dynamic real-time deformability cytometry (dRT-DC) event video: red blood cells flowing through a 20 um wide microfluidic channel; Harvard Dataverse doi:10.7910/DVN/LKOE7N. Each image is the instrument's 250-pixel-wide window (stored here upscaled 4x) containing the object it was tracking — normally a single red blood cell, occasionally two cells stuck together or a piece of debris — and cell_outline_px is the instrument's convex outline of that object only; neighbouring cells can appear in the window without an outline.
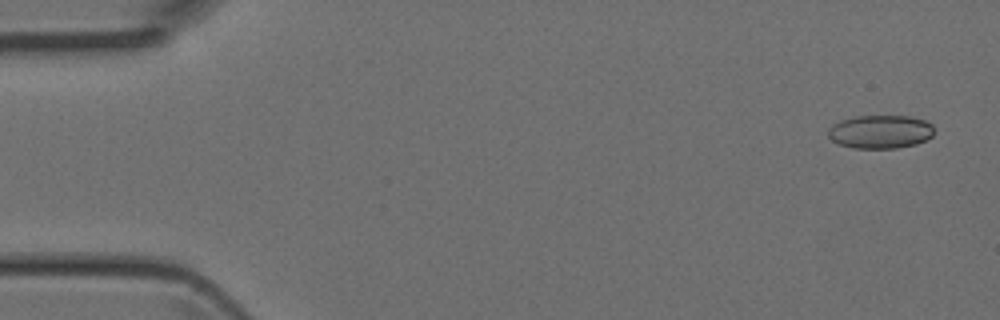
{"species": "Egyptian fruit bat (a non-hibernating species)", "species_latin": "Rousettus aegyptiacus", "temperature_condition": "room temperature", "stored_images_in_passage": 4, "camera_frame_rate_fps": 3000, "um_per_image_px": 0.085, "animal": {"sex": "female"}, "frame": {"image": 1, "passage_image": 1, "time_ms": 0.0, "image_size_px": [1000, 320], "cell_outline_px": [[932, 136], [916, 144], [896, 148], [852, 148], [836, 144], [828, 136], [828, 128], [832, 124], [840, 120], [856, 116], [908, 116], [924, 120], [932, 124]], "centroid_in_image_um": [74.77, 11.2], "position_along_channel_um": 10.2, "area_um2": 20.69}}
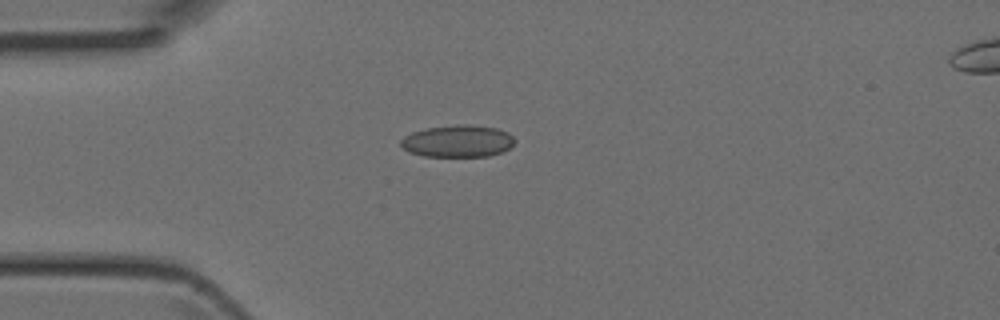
{"frame": {"image": 2, "passage_image": 4, "time_ms": 1.0, "image_size_px": [1000, 320], "cell_outline_px": [[516, 140], [508, 148], [500, 152], [488, 156], [424, 156], [408, 152], [400, 144], [400, 140], [404, 136], [412, 132], [428, 128], [456, 124], [472, 124], [496, 128], [508, 132]], "centroid_in_image_um": [38.89, 11.98], "position_along_channel_um": 46.1, "area_um2": 21.27}}